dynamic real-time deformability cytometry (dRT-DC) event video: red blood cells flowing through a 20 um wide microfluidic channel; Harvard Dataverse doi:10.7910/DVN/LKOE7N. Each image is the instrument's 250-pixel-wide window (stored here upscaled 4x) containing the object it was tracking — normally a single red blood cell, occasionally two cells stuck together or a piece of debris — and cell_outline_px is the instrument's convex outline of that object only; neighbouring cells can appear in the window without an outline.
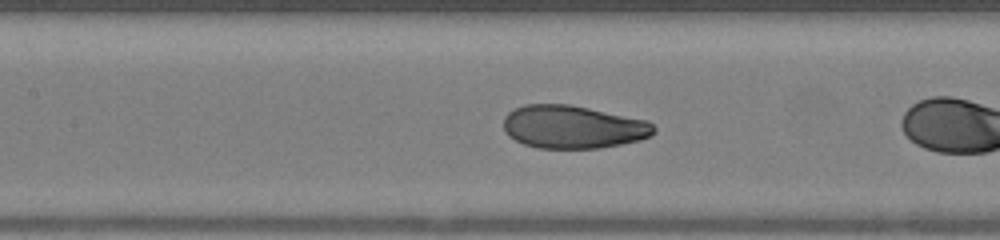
{"species": "human", "species_latin": "Homo sapiens", "temperature_condition": "warm", "stored_images_in_passage": 20, "camera_frame_rate_fps": 3000, "um_per_image_px": 0.085, "donor": {"sex": "female"}, "frame": {"image": 1, "passage_image": 6, "time_ms": 1.667, "image_size_px": [1000, 240], "cell_outline_px": [[656, 132], [652, 136], [640, 140], [600, 148], [536, 148], [524, 144], [508, 136], [504, 132], [504, 116], [508, 112], [524, 104], [568, 104], [648, 120], [656, 128]], "centroid_in_image_um": [48.71, 10.79], "position_along_channel_um": 158.7, "area_um2": 37.86}}